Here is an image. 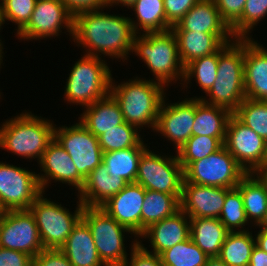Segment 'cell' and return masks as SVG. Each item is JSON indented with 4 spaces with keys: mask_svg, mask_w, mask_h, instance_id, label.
I'll return each mask as SVG.
<instances>
[{
    "mask_svg": "<svg viewBox=\"0 0 267 266\" xmlns=\"http://www.w3.org/2000/svg\"><path fill=\"white\" fill-rule=\"evenodd\" d=\"M135 35L130 17L108 14L101 8L75 15L71 38L86 49V55L120 58L124 62L132 52Z\"/></svg>",
    "mask_w": 267,
    "mask_h": 266,
    "instance_id": "cell-1",
    "label": "cell"
},
{
    "mask_svg": "<svg viewBox=\"0 0 267 266\" xmlns=\"http://www.w3.org/2000/svg\"><path fill=\"white\" fill-rule=\"evenodd\" d=\"M164 85L154 79L134 77L119 84L111 81L110 94L119 104L125 122L141 131L143 127L154 131L161 104L166 96ZM141 128V129H140Z\"/></svg>",
    "mask_w": 267,
    "mask_h": 266,
    "instance_id": "cell-2",
    "label": "cell"
},
{
    "mask_svg": "<svg viewBox=\"0 0 267 266\" xmlns=\"http://www.w3.org/2000/svg\"><path fill=\"white\" fill-rule=\"evenodd\" d=\"M244 55L245 39H234L219 49L217 77L206 97H200L203 102L224 107L232 113L239 107L246 98Z\"/></svg>",
    "mask_w": 267,
    "mask_h": 266,
    "instance_id": "cell-3",
    "label": "cell"
},
{
    "mask_svg": "<svg viewBox=\"0 0 267 266\" xmlns=\"http://www.w3.org/2000/svg\"><path fill=\"white\" fill-rule=\"evenodd\" d=\"M54 123L25 111L3 122L0 148L26 159L41 160L47 145L54 139Z\"/></svg>",
    "mask_w": 267,
    "mask_h": 266,
    "instance_id": "cell-4",
    "label": "cell"
},
{
    "mask_svg": "<svg viewBox=\"0 0 267 266\" xmlns=\"http://www.w3.org/2000/svg\"><path fill=\"white\" fill-rule=\"evenodd\" d=\"M139 56L155 77L167 87L172 81L184 79V66L179 56L177 38L172 29L134 36L132 53Z\"/></svg>",
    "mask_w": 267,
    "mask_h": 266,
    "instance_id": "cell-5",
    "label": "cell"
},
{
    "mask_svg": "<svg viewBox=\"0 0 267 266\" xmlns=\"http://www.w3.org/2000/svg\"><path fill=\"white\" fill-rule=\"evenodd\" d=\"M83 55L70 70L64 95L68 103L86 107L110 93L112 70L102 57Z\"/></svg>",
    "mask_w": 267,
    "mask_h": 266,
    "instance_id": "cell-6",
    "label": "cell"
},
{
    "mask_svg": "<svg viewBox=\"0 0 267 266\" xmlns=\"http://www.w3.org/2000/svg\"><path fill=\"white\" fill-rule=\"evenodd\" d=\"M44 194L42 192L37 197L29 210L35 218L44 249H59L82 218L84 205L77 201V207L73 213L62 204L45 198Z\"/></svg>",
    "mask_w": 267,
    "mask_h": 266,
    "instance_id": "cell-7",
    "label": "cell"
},
{
    "mask_svg": "<svg viewBox=\"0 0 267 266\" xmlns=\"http://www.w3.org/2000/svg\"><path fill=\"white\" fill-rule=\"evenodd\" d=\"M81 219L89 226L102 262L106 266H122L129 255L125 249L124 233L136 236L101 207L84 206Z\"/></svg>",
    "mask_w": 267,
    "mask_h": 266,
    "instance_id": "cell-8",
    "label": "cell"
},
{
    "mask_svg": "<svg viewBox=\"0 0 267 266\" xmlns=\"http://www.w3.org/2000/svg\"><path fill=\"white\" fill-rule=\"evenodd\" d=\"M246 174L223 145L209 156L192 162L184 170V179L198 185L232 189Z\"/></svg>",
    "mask_w": 267,
    "mask_h": 266,
    "instance_id": "cell-9",
    "label": "cell"
},
{
    "mask_svg": "<svg viewBox=\"0 0 267 266\" xmlns=\"http://www.w3.org/2000/svg\"><path fill=\"white\" fill-rule=\"evenodd\" d=\"M184 170L177 152L175 156L156 154L146 148L140 158L135 183L146 190L182 195Z\"/></svg>",
    "mask_w": 267,
    "mask_h": 266,
    "instance_id": "cell-10",
    "label": "cell"
},
{
    "mask_svg": "<svg viewBox=\"0 0 267 266\" xmlns=\"http://www.w3.org/2000/svg\"><path fill=\"white\" fill-rule=\"evenodd\" d=\"M54 139L69 154L78 173L85 179L103 161L98 137L80 121L68 126L54 127Z\"/></svg>",
    "mask_w": 267,
    "mask_h": 266,
    "instance_id": "cell-11",
    "label": "cell"
},
{
    "mask_svg": "<svg viewBox=\"0 0 267 266\" xmlns=\"http://www.w3.org/2000/svg\"><path fill=\"white\" fill-rule=\"evenodd\" d=\"M41 193L37 173L0 162V212L29 210Z\"/></svg>",
    "mask_w": 267,
    "mask_h": 266,
    "instance_id": "cell-12",
    "label": "cell"
},
{
    "mask_svg": "<svg viewBox=\"0 0 267 266\" xmlns=\"http://www.w3.org/2000/svg\"><path fill=\"white\" fill-rule=\"evenodd\" d=\"M0 247L26 253L32 258L44 249L30 210L0 212Z\"/></svg>",
    "mask_w": 267,
    "mask_h": 266,
    "instance_id": "cell-13",
    "label": "cell"
},
{
    "mask_svg": "<svg viewBox=\"0 0 267 266\" xmlns=\"http://www.w3.org/2000/svg\"><path fill=\"white\" fill-rule=\"evenodd\" d=\"M74 16L60 0H37L28 23L16 34L20 40H39L60 36L66 29L73 35ZM20 37V38H19Z\"/></svg>",
    "mask_w": 267,
    "mask_h": 266,
    "instance_id": "cell-14",
    "label": "cell"
},
{
    "mask_svg": "<svg viewBox=\"0 0 267 266\" xmlns=\"http://www.w3.org/2000/svg\"><path fill=\"white\" fill-rule=\"evenodd\" d=\"M224 146L247 173H256L267 160V142L234 115L227 125Z\"/></svg>",
    "mask_w": 267,
    "mask_h": 266,
    "instance_id": "cell-15",
    "label": "cell"
},
{
    "mask_svg": "<svg viewBox=\"0 0 267 266\" xmlns=\"http://www.w3.org/2000/svg\"><path fill=\"white\" fill-rule=\"evenodd\" d=\"M195 120V98H185L181 102L161 104L154 131L172 142L176 152L192 136Z\"/></svg>",
    "mask_w": 267,
    "mask_h": 266,
    "instance_id": "cell-16",
    "label": "cell"
},
{
    "mask_svg": "<svg viewBox=\"0 0 267 266\" xmlns=\"http://www.w3.org/2000/svg\"><path fill=\"white\" fill-rule=\"evenodd\" d=\"M38 164L44 172L37 174L42 192H45L46 186L48 187L52 180L73 186L78 193L84 185L85 179L78 173L69 154L55 139L47 145Z\"/></svg>",
    "mask_w": 267,
    "mask_h": 266,
    "instance_id": "cell-17",
    "label": "cell"
},
{
    "mask_svg": "<svg viewBox=\"0 0 267 266\" xmlns=\"http://www.w3.org/2000/svg\"><path fill=\"white\" fill-rule=\"evenodd\" d=\"M225 197L224 187L203 186L184 179L180 209L189 218H219Z\"/></svg>",
    "mask_w": 267,
    "mask_h": 266,
    "instance_id": "cell-18",
    "label": "cell"
},
{
    "mask_svg": "<svg viewBox=\"0 0 267 266\" xmlns=\"http://www.w3.org/2000/svg\"><path fill=\"white\" fill-rule=\"evenodd\" d=\"M146 189L138 183H128L101 208L136 237L141 235V210Z\"/></svg>",
    "mask_w": 267,
    "mask_h": 266,
    "instance_id": "cell-19",
    "label": "cell"
},
{
    "mask_svg": "<svg viewBox=\"0 0 267 266\" xmlns=\"http://www.w3.org/2000/svg\"><path fill=\"white\" fill-rule=\"evenodd\" d=\"M189 219V220H188ZM190 237V218L181 209L174 215L150 225L138 238H149L153 251H149L142 241L138 243L148 252L160 255L177 243Z\"/></svg>",
    "mask_w": 267,
    "mask_h": 266,
    "instance_id": "cell-20",
    "label": "cell"
},
{
    "mask_svg": "<svg viewBox=\"0 0 267 266\" xmlns=\"http://www.w3.org/2000/svg\"><path fill=\"white\" fill-rule=\"evenodd\" d=\"M244 87L246 98L267 101V49L245 39Z\"/></svg>",
    "mask_w": 267,
    "mask_h": 266,
    "instance_id": "cell-21",
    "label": "cell"
},
{
    "mask_svg": "<svg viewBox=\"0 0 267 266\" xmlns=\"http://www.w3.org/2000/svg\"><path fill=\"white\" fill-rule=\"evenodd\" d=\"M173 32L177 38L179 56L184 68L192 61L213 54L225 43L234 40L232 33Z\"/></svg>",
    "mask_w": 267,
    "mask_h": 266,
    "instance_id": "cell-22",
    "label": "cell"
},
{
    "mask_svg": "<svg viewBox=\"0 0 267 266\" xmlns=\"http://www.w3.org/2000/svg\"><path fill=\"white\" fill-rule=\"evenodd\" d=\"M127 184L123 178L110 176L101 163L85 178L77 198L84 206L101 207Z\"/></svg>",
    "mask_w": 267,
    "mask_h": 266,
    "instance_id": "cell-23",
    "label": "cell"
},
{
    "mask_svg": "<svg viewBox=\"0 0 267 266\" xmlns=\"http://www.w3.org/2000/svg\"><path fill=\"white\" fill-rule=\"evenodd\" d=\"M171 29L172 31L232 33L231 28L222 19L214 0H199Z\"/></svg>",
    "mask_w": 267,
    "mask_h": 266,
    "instance_id": "cell-24",
    "label": "cell"
},
{
    "mask_svg": "<svg viewBox=\"0 0 267 266\" xmlns=\"http://www.w3.org/2000/svg\"><path fill=\"white\" fill-rule=\"evenodd\" d=\"M59 249L73 266H106L99 257L89 226L82 219Z\"/></svg>",
    "mask_w": 267,
    "mask_h": 266,
    "instance_id": "cell-25",
    "label": "cell"
},
{
    "mask_svg": "<svg viewBox=\"0 0 267 266\" xmlns=\"http://www.w3.org/2000/svg\"><path fill=\"white\" fill-rule=\"evenodd\" d=\"M78 121L96 137L125 123L119 104L110 93L92 105L84 107V112L81 113Z\"/></svg>",
    "mask_w": 267,
    "mask_h": 266,
    "instance_id": "cell-26",
    "label": "cell"
},
{
    "mask_svg": "<svg viewBox=\"0 0 267 266\" xmlns=\"http://www.w3.org/2000/svg\"><path fill=\"white\" fill-rule=\"evenodd\" d=\"M231 111L224 107L210 105L195 96V120L192 136H209L218 138L223 144L226 139L227 125Z\"/></svg>",
    "mask_w": 267,
    "mask_h": 266,
    "instance_id": "cell-27",
    "label": "cell"
},
{
    "mask_svg": "<svg viewBox=\"0 0 267 266\" xmlns=\"http://www.w3.org/2000/svg\"><path fill=\"white\" fill-rule=\"evenodd\" d=\"M228 234L218 218H190V237L208 257L219 256Z\"/></svg>",
    "mask_w": 267,
    "mask_h": 266,
    "instance_id": "cell-28",
    "label": "cell"
},
{
    "mask_svg": "<svg viewBox=\"0 0 267 266\" xmlns=\"http://www.w3.org/2000/svg\"><path fill=\"white\" fill-rule=\"evenodd\" d=\"M236 188L241 193L248 221L257 227L267 211L266 183L256 173H247Z\"/></svg>",
    "mask_w": 267,
    "mask_h": 266,
    "instance_id": "cell-29",
    "label": "cell"
},
{
    "mask_svg": "<svg viewBox=\"0 0 267 266\" xmlns=\"http://www.w3.org/2000/svg\"><path fill=\"white\" fill-rule=\"evenodd\" d=\"M130 9L135 11L137 18L136 20L130 18L136 34L163 32L172 28L166 21L163 0H136Z\"/></svg>",
    "mask_w": 267,
    "mask_h": 266,
    "instance_id": "cell-30",
    "label": "cell"
},
{
    "mask_svg": "<svg viewBox=\"0 0 267 266\" xmlns=\"http://www.w3.org/2000/svg\"><path fill=\"white\" fill-rule=\"evenodd\" d=\"M146 148L147 145L142 140L132 148L105 152L102 163L107 167L110 176L123 178L127 183H134L141 155Z\"/></svg>",
    "mask_w": 267,
    "mask_h": 266,
    "instance_id": "cell-31",
    "label": "cell"
},
{
    "mask_svg": "<svg viewBox=\"0 0 267 266\" xmlns=\"http://www.w3.org/2000/svg\"><path fill=\"white\" fill-rule=\"evenodd\" d=\"M181 195L146 190L141 210V234L150 225L174 215L180 210Z\"/></svg>",
    "mask_w": 267,
    "mask_h": 266,
    "instance_id": "cell-32",
    "label": "cell"
},
{
    "mask_svg": "<svg viewBox=\"0 0 267 266\" xmlns=\"http://www.w3.org/2000/svg\"><path fill=\"white\" fill-rule=\"evenodd\" d=\"M252 235V231L248 230L229 232L218 257L227 266H249L252 250L256 245Z\"/></svg>",
    "mask_w": 267,
    "mask_h": 266,
    "instance_id": "cell-33",
    "label": "cell"
},
{
    "mask_svg": "<svg viewBox=\"0 0 267 266\" xmlns=\"http://www.w3.org/2000/svg\"><path fill=\"white\" fill-rule=\"evenodd\" d=\"M218 59L219 50L189 63L184 68V79L183 82L180 83L184 87V90L185 87L187 89L188 84L191 83L190 80L194 77L197 84L200 86L199 88H201L204 93H207L213 86L217 77Z\"/></svg>",
    "mask_w": 267,
    "mask_h": 266,
    "instance_id": "cell-34",
    "label": "cell"
},
{
    "mask_svg": "<svg viewBox=\"0 0 267 266\" xmlns=\"http://www.w3.org/2000/svg\"><path fill=\"white\" fill-rule=\"evenodd\" d=\"M163 266H204L209 258L189 237L160 255Z\"/></svg>",
    "mask_w": 267,
    "mask_h": 266,
    "instance_id": "cell-35",
    "label": "cell"
},
{
    "mask_svg": "<svg viewBox=\"0 0 267 266\" xmlns=\"http://www.w3.org/2000/svg\"><path fill=\"white\" fill-rule=\"evenodd\" d=\"M233 115L267 142V101L245 98Z\"/></svg>",
    "mask_w": 267,
    "mask_h": 266,
    "instance_id": "cell-36",
    "label": "cell"
},
{
    "mask_svg": "<svg viewBox=\"0 0 267 266\" xmlns=\"http://www.w3.org/2000/svg\"><path fill=\"white\" fill-rule=\"evenodd\" d=\"M138 130L137 127L127 122L107 130L98 137L103 153L137 146L143 139Z\"/></svg>",
    "mask_w": 267,
    "mask_h": 266,
    "instance_id": "cell-37",
    "label": "cell"
},
{
    "mask_svg": "<svg viewBox=\"0 0 267 266\" xmlns=\"http://www.w3.org/2000/svg\"><path fill=\"white\" fill-rule=\"evenodd\" d=\"M218 219L229 232L247 231L244 226L250 222L245 213L241 193L236 187L232 189L226 188L223 209Z\"/></svg>",
    "mask_w": 267,
    "mask_h": 266,
    "instance_id": "cell-38",
    "label": "cell"
},
{
    "mask_svg": "<svg viewBox=\"0 0 267 266\" xmlns=\"http://www.w3.org/2000/svg\"><path fill=\"white\" fill-rule=\"evenodd\" d=\"M224 144L215 137L191 136L177 152L180 164L185 170L192 162L201 160L218 151Z\"/></svg>",
    "mask_w": 267,
    "mask_h": 266,
    "instance_id": "cell-39",
    "label": "cell"
},
{
    "mask_svg": "<svg viewBox=\"0 0 267 266\" xmlns=\"http://www.w3.org/2000/svg\"><path fill=\"white\" fill-rule=\"evenodd\" d=\"M267 16V0H246L241 17L230 27L234 39H252L250 31Z\"/></svg>",
    "mask_w": 267,
    "mask_h": 266,
    "instance_id": "cell-40",
    "label": "cell"
},
{
    "mask_svg": "<svg viewBox=\"0 0 267 266\" xmlns=\"http://www.w3.org/2000/svg\"><path fill=\"white\" fill-rule=\"evenodd\" d=\"M37 0H0L3 24L11 21L18 33L29 21Z\"/></svg>",
    "mask_w": 267,
    "mask_h": 266,
    "instance_id": "cell-41",
    "label": "cell"
},
{
    "mask_svg": "<svg viewBox=\"0 0 267 266\" xmlns=\"http://www.w3.org/2000/svg\"><path fill=\"white\" fill-rule=\"evenodd\" d=\"M138 241H132L130 259L126 258L122 266H163L160 256L145 250Z\"/></svg>",
    "mask_w": 267,
    "mask_h": 266,
    "instance_id": "cell-42",
    "label": "cell"
},
{
    "mask_svg": "<svg viewBox=\"0 0 267 266\" xmlns=\"http://www.w3.org/2000/svg\"><path fill=\"white\" fill-rule=\"evenodd\" d=\"M199 0H163L166 21L176 25Z\"/></svg>",
    "mask_w": 267,
    "mask_h": 266,
    "instance_id": "cell-43",
    "label": "cell"
},
{
    "mask_svg": "<svg viewBox=\"0 0 267 266\" xmlns=\"http://www.w3.org/2000/svg\"><path fill=\"white\" fill-rule=\"evenodd\" d=\"M222 19L231 27L242 15L246 0H214Z\"/></svg>",
    "mask_w": 267,
    "mask_h": 266,
    "instance_id": "cell-44",
    "label": "cell"
},
{
    "mask_svg": "<svg viewBox=\"0 0 267 266\" xmlns=\"http://www.w3.org/2000/svg\"><path fill=\"white\" fill-rule=\"evenodd\" d=\"M33 266H73L60 249H43L33 258Z\"/></svg>",
    "mask_w": 267,
    "mask_h": 266,
    "instance_id": "cell-45",
    "label": "cell"
},
{
    "mask_svg": "<svg viewBox=\"0 0 267 266\" xmlns=\"http://www.w3.org/2000/svg\"><path fill=\"white\" fill-rule=\"evenodd\" d=\"M0 266H33V258L26 253L0 247Z\"/></svg>",
    "mask_w": 267,
    "mask_h": 266,
    "instance_id": "cell-46",
    "label": "cell"
},
{
    "mask_svg": "<svg viewBox=\"0 0 267 266\" xmlns=\"http://www.w3.org/2000/svg\"><path fill=\"white\" fill-rule=\"evenodd\" d=\"M69 12L75 16L82 12L107 8L106 0H60Z\"/></svg>",
    "mask_w": 267,
    "mask_h": 266,
    "instance_id": "cell-47",
    "label": "cell"
},
{
    "mask_svg": "<svg viewBox=\"0 0 267 266\" xmlns=\"http://www.w3.org/2000/svg\"><path fill=\"white\" fill-rule=\"evenodd\" d=\"M249 266H267V253L255 245L250 257Z\"/></svg>",
    "mask_w": 267,
    "mask_h": 266,
    "instance_id": "cell-48",
    "label": "cell"
},
{
    "mask_svg": "<svg viewBox=\"0 0 267 266\" xmlns=\"http://www.w3.org/2000/svg\"><path fill=\"white\" fill-rule=\"evenodd\" d=\"M254 236L256 246L267 253V229H260Z\"/></svg>",
    "mask_w": 267,
    "mask_h": 266,
    "instance_id": "cell-49",
    "label": "cell"
},
{
    "mask_svg": "<svg viewBox=\"0 0 267 266\" xmlns=\"http://www.w3.org/2000/svg\"><path fill=\"white\" fill-rule=\"evenodd\" d=\"M136 0H106L107 8L113 5L126 6L128 9L133 5ZM120 4V5H119Z\"/></svg>",
    "mask_w": 267,
    "mask_h": 266,
    "instance_id": "cell-50",
    "label": "cell"
},
{
    "mask_svg": "<svg viewBox=\"0 0 267 266\" xmlns=\"http://www.w3.org/2000/svg\"><path fill=\"white\" fill-rule=\"evenodd\" d=\"M204 266H227L219 257H209Z\"/></svg>",
    "mask_w": 267,
    "mask_h": 266,
    "instance_id": "cell-51",
    "label": "cell"
},
{
    "mask_svg": "<svg viewBox=\"0 0 267 266\" xmlns=\"http://www.w3.org/2000/svg\"><path fill=\"white\" fill-rule=\"evenodd\" d=\"M256 174L266 183L267 185V160L262 167L256 172Z\"/></svg>",
    "mask_w": 267,
    "mask_h": 266,
    "instance_id": "cell-52",
    "label": "cell"
},
{
    "mask_svg": "<svg viewBox=\"0 0 267 266\" xmlns=\"http://www.w3.org/2000/svg\"><path fill=\"white\" fill-rule=\"evenodd\" d=\"M257 226V228L260 229H267V211L265 212L263 219Z\"/></svg>",
    "mask_w": 267,
    "mask_h": 266,
    "instance_id": "cell-53",
    "label": "cell"
},
{
    "mask_svg": "<svg viewBox=\"0 0 267 266\" xmlns=\"http://www.w3.org/2000/svg\"><path fill=\"white\" fill-rule=\"evenodd\" d=\"M0 41H1V42H0V68H1V63L3 62L2 59H3V56H4V54H3V52H4L3 49H4V48H3V44H2L3 42H2L1 39H0ZM2 54H3V55H2Z\"/></svg>",
    "mask_w": 267,
    "mask_h": 266,
    "instance_id": "cell-54",
    "label": "cell"
},
{
    "mask_svg": "<svg viewBox=\"0 0 267 266\" xmlns=\"http://www.w3.org/2000/svg\"><path fill=\"white\" fill-rule=\"evenodd\" d=\"M3 21H2V15H1V6H0V30L2 28Z\"/></svg>",
    "mask_w": 267,
    "mask_h": 266,
    "instance_id": "cell-55",
    "label": "cell"
}]
</instances>
